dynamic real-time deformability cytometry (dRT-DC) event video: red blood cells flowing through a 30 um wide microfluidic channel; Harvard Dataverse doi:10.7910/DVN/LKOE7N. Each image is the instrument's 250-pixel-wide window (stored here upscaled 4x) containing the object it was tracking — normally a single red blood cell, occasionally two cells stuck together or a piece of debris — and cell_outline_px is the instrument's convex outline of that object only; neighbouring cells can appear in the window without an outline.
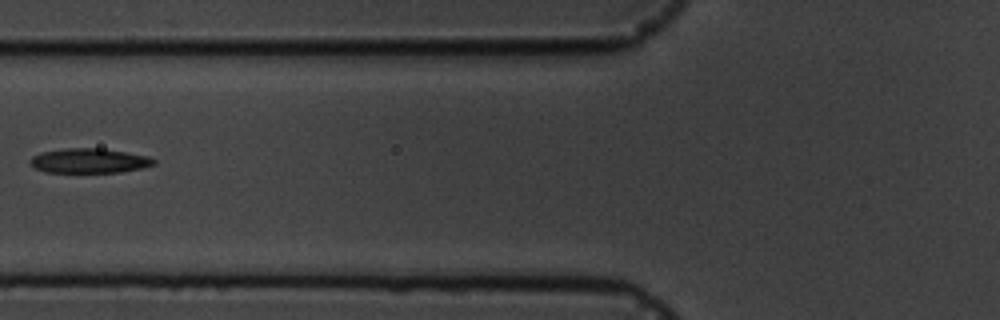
{"species": "common noctule bat (a hibernating species)", "species_latin": "Nyctalus noctula", "temperature_condition": "cold", "stored_images_in_passage": 9, "camera_frame_rate_fps": 3000, "um_per_image_px": 0.085, "animal": {"sex": "male", "body_mass_g": 19.5, "forearm_length_mm": 54.6}, "frame": {"image": 1, "passage_image": 7, "time_ms": 7.0, "image_size_px": [1000, 320], "cell_outline_px": [[156, 164], [140, 168], [120, 172], [44, 172], [28, 164], [28, 160], [32, 156], [40, 152], [68, 148], [100, 148], [148, 156], [156, 160]], "centroid_in_image_um": [7.53, 13.66], "position_along_channel_um": 118.3, "area_um2": 17.74}}
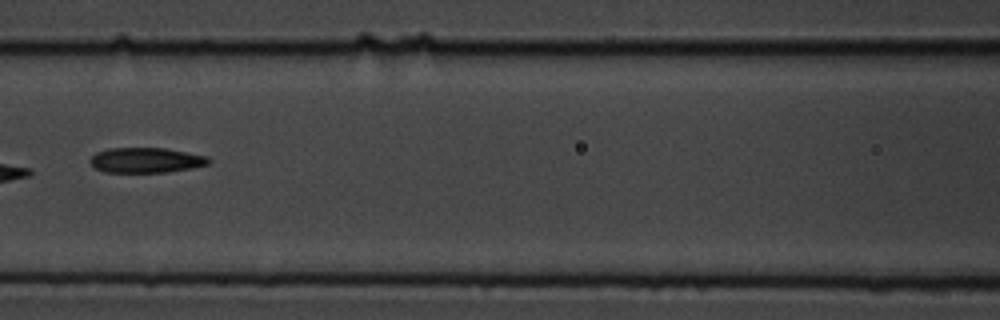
{"frame": {"image": 2, "passage_image": 8, "time_ms": 8.0, "image_size_px": [1000, 320], "cell_outline_px": [[212, 160], [208, 164], [192, 168], [168, 172], [104, 172], [96, 168], [88, 160], [96, 152], [108, 148], [164, 148], [208, 156]], "centroid_in_image_um": [12.42, 13.61], "position_along_channel_um": 154.2, "area_um2": 17.4}}
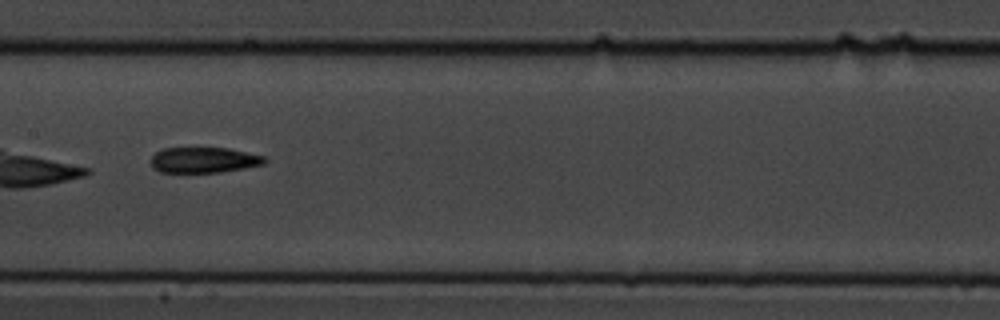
{"frame": {"image": 3, "passage_image": 9, "time_ms": 9.0, "image_size_px": [1000, 320], "cell_outline_px": [[268, 160], [264, 164], [244, 168], [220, 172], [160, 172], [152, 168], [152, 156], [156, 152], [164, 148], [228, 148], [264, 156]], "centroid_in_image_um": [17.34, 13.6], "position_along_channel_um": 190.1, "area_um2": 16.88}}